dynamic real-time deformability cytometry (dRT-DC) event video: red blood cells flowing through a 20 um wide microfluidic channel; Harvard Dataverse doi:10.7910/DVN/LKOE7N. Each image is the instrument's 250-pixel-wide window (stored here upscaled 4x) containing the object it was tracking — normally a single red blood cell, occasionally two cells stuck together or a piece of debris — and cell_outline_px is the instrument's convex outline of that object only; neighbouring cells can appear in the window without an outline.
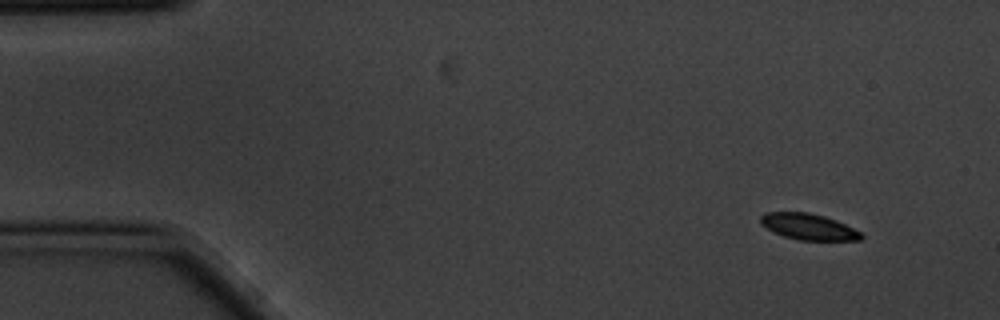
{"species": "common noctule bat (a hibernating species)", "species_latin": "Nyctalus noctula", "temperature_condition": "cold", "stored_images_in_passage": 5, "camera_frame_rate_fps": 3000, "um_per_image_px": 0.085, "animal": {"sex": "male", "body_mass_g": 20.1, "forearm_length_mm": 53.5}, "frame": {"image": 1, "passage_image": 2, "time_ms": 0.333, "image_size_px": [1000, 320], "cell_outline_px": [[864, 236], [860, 240], [800, 240], [784, 236], [760, 224], [760, 216], [764, 212], [808, 212], [824, 216], [836, 220], [860, 232]], "centroid_in_image_um": [68.71, 19.26], "position_along_channel_um": 16.3, "area_um2": 15.14}}
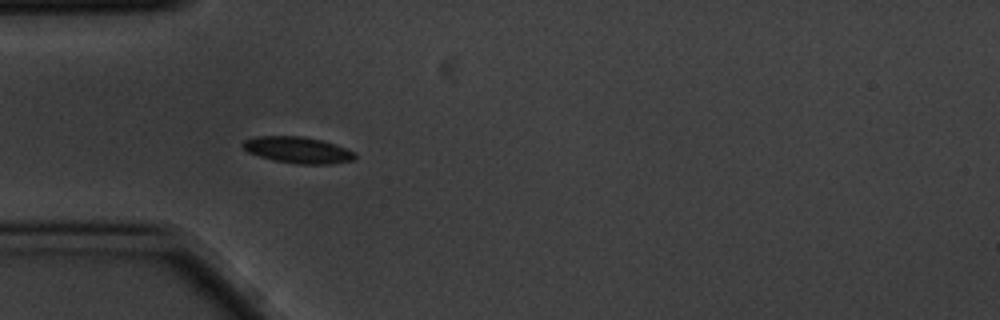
{"frame": {"image": 2, "passage_image": 5, "time_ms": 1.333, "image_size_px": [1000, 320], "cell_outline_px": [[356, 160], [328, 164], [296, 164], [272, 160], [248, 152], [240, 144], [244, 140], [256, 136], [304, 136], [336, 144], [352, 152], [356, 156]], "centroid_in_image_um": [25.29, 12.75], "position_along_channel_um": 59.7, "area_um2": 17.22}}